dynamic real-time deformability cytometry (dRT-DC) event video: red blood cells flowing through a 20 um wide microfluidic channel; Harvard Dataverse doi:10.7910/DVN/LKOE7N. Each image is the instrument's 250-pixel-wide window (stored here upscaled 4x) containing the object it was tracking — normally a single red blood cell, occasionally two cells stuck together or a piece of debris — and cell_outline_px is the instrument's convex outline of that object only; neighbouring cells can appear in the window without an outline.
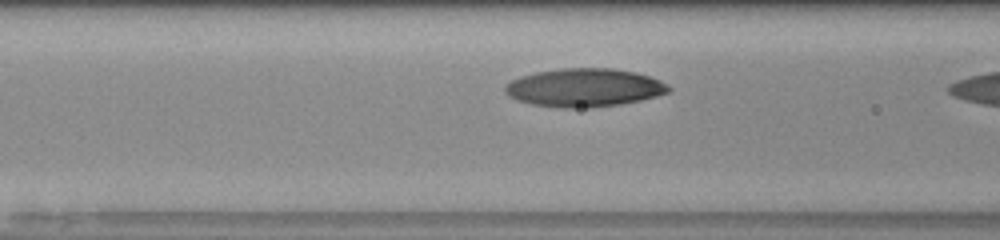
{"species": "human", "species_latin": "Homo sapiens", "temperature_condition": "room temperature", "stored_images_in_passage": 7, "camera_frame_rate_fps": 3000, "um_per_image_px": 0.085, "donor": {"sex": "male"}, "frame": {"image": 1, "passage_image": 6, "time_ms": 1.667, "image_size_px": [1000, 240], "cell_outline_px": [[672, 92], [640, 100], [620, 104], [592, 108], [556, 108], [532, 104], [516, 100], [508, 96], [504, 92], [504, 84], [520, 76], [536, 72], [560, 68], [612, 68], [636, 72], [660, 80], [668, 84], [672, 88]], "centroid_in_image_um": [49.66, 7.46], "position_along_channel_um": 116.9, "area_um2": 36.99}}